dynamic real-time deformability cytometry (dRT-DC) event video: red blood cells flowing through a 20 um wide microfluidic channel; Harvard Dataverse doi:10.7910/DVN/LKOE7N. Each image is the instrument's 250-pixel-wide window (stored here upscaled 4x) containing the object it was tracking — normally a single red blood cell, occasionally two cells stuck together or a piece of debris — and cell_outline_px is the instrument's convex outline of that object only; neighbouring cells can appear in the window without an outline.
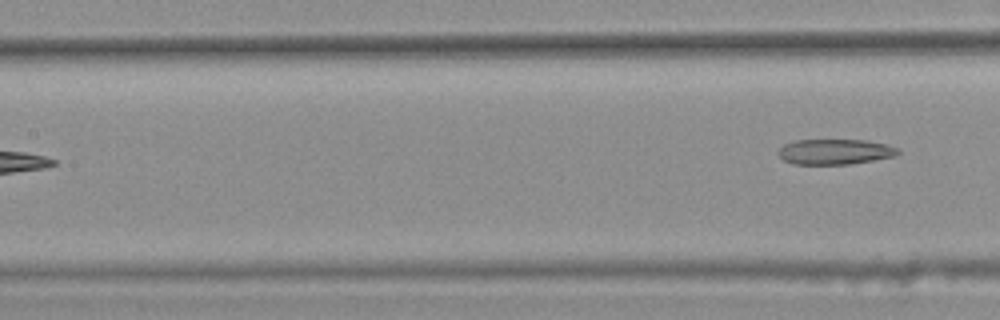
{"species": "common noctule bat (a hibernating species)", "species_latin": "Nyctalus noctula", "temperature_condition": "warm", "stored_images_in_passage": 7, "segment_of_instrument_passage": [2, 2], "camera_frame_rate_fps": 3000, "um_per_image_px": 0.085, "animal": {"sex": "female", "body_mass_g": 25.1}, "frame": {"image": 1, "passage_image": 7, "time_ms": 2.0, "image_size_px": [1000, 320], "cell_outline_px": [[900, 152], [896, 156], [848, 164], [792, 164], [784, 160], [776, 152], [784, 144], [796, 140], [868, 140], [888, 144], [900, 148]], "centroid_in_image_um": [71.0, 12.89], "position_along_channel_um": 136.4, "area_um2": 17.8}}